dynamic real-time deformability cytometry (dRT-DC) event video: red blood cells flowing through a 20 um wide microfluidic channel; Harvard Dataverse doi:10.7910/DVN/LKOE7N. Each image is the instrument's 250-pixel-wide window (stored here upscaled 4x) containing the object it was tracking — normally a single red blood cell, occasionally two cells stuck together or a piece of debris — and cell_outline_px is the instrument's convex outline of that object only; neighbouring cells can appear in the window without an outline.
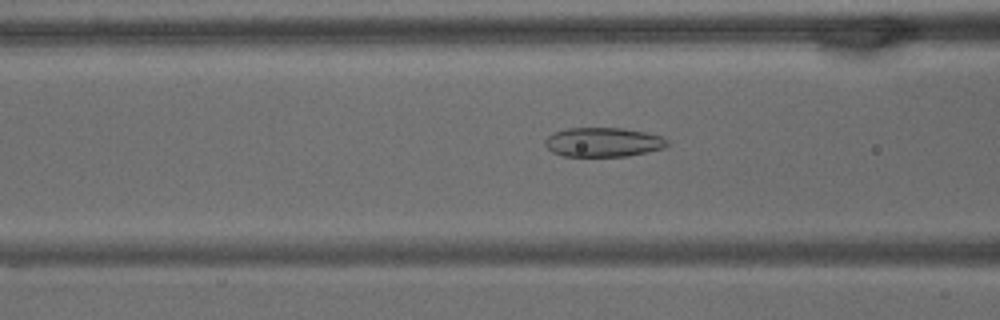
{"species": "common noctule bat (a hibernating species)", "species_latin": "Nyctalus noctula", "temperature_condition": "warm", "stored_images_in_passage": 65, "camera_frame_rate_fps": 3000, "um_per_image_px": 0.085, "animal": {"sex": "male", "body_mass_g": 15.6}, "frame": {"image": 1, "passage_image": 25, "time_ms": 8.0, "image_size_px": [1000, 320], "cell_outline_px": [[668, 144], [664, 148], [628, 156], [564, 156], [552, 152], [544, 144], [544, 140], [552, 132], [568, 128], [620, 128], [644, 132], [660, 136], [668, 140]], "centroid_in_image_um": [51.23, 12.08], "position_along_channel_um": 115.4, "area_um2": 20.81}}
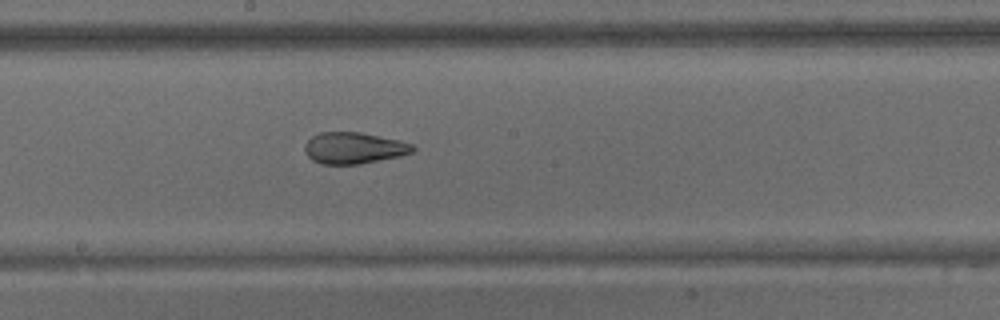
{"frame": {"image": 2, "passage_image": 35, "time_ms": 11.333, "image_size_px": [1000, 320], "cell_outline_px": [[416, 148], [412, 152], [400, 156], [360, 164], [320, 164], [312, 160], [304, 152], [304, 144], [312, 136], [320, 132], [360, 132], [400, 140], [412, 144]], "centroid_in_image_um": [30.06, 12.58], "position_along_channel_um": 218.1, "area_um2": 19.88}}
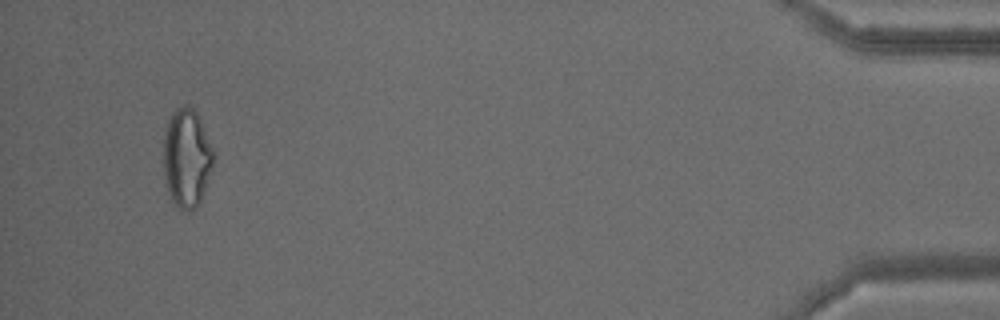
{"frame": {"image": 3, "passage_image": 62, "time_ms": 20.333, "image_size_px": [1000, 320], "cell_outline_px": [[216, 156], [208, 184], [196, 208], [188, 212], [180, 212], [176, 208], [168, 192], [164, 176], [164, 132], [168, 120], [172, 112], [176, 108], [184, 104], [188, 104], [196, 112], [200, 120]], "centroid_in_image_um": [15.88, 13.47], "position_along_channel_um": 419.3, "area_um2": 29.3}, "authors_computed_cell_mechanics": {"area_um2": 24.7384, "velocity_mm_per_s": 3.083, "shape_relaxation_time_tau1_ms": null, "shape_relaxation_time_tau2_ms": 2.2121, "deformation_change_tau1": null, "deformation_change_tau2": 0.0849}}